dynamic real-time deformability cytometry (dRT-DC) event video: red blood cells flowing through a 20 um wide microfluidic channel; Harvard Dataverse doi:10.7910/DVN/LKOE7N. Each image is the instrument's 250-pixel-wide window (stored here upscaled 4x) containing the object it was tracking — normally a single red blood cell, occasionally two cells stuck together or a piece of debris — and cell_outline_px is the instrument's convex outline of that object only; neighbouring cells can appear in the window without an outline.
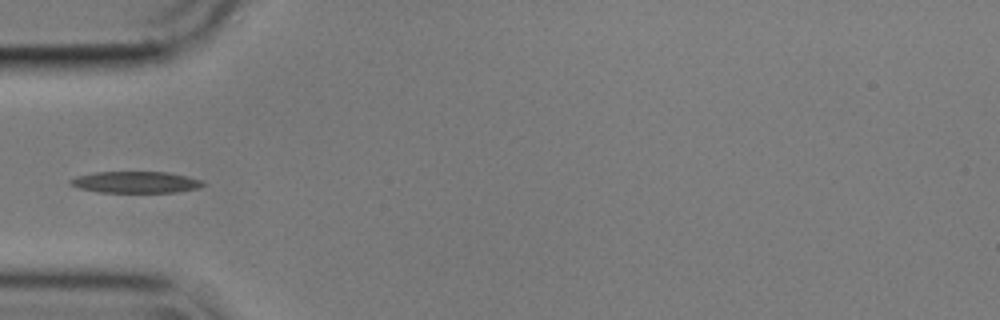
{"species": "common noctule bat (a hibernating species)", "species_latin": "Nyctalus noctula", "temperature_condition": "cold", "stored_images_in_passage": 39, "camera_frame_rate_fps": 3000, "um_per_image_px": 0.085, "animal": {"sex": "male", "body_mass_g": 17.9}, "frame": {"image": 1, "passage_image": 1, "time_ms": 0.0, "image_size_px": [1000, 320], "cell_outline_px": [[204, 184], [200, 188], [176, 192], [100, 192], [80, 188], [68, 184], [68, 180], [76, 176], [92, 172], [168, 172], [188, 176], [200, 180]], "centroid_in_image_um": [11.5, 15.48], "position_along_channel_um": 73.5, "area_um2": 16.65}}
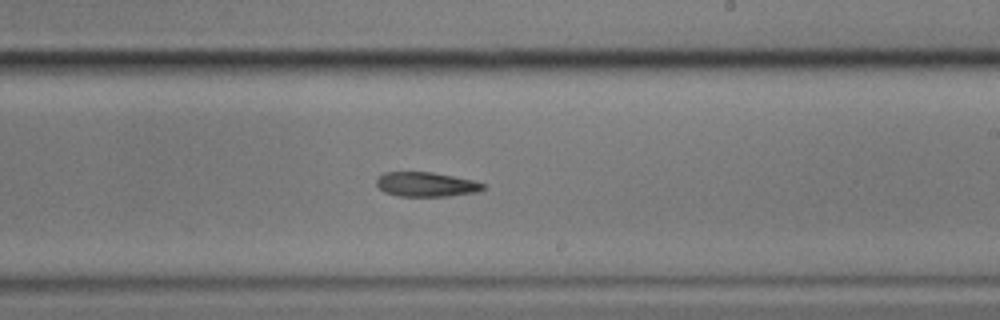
{"frame": {"image": 2, "passage_image": 16, "time_ms": 5.0, "image_size_px": [1000, 320], "cell_outline_px": [[488, 188], [476, 192], [448, 196], [396, 196], [384, 192], [376, 184], [376, 180], [384, 172], [432, 172], [472, 180], [488, 184]], "centroid_in_image_um": [36.26, 15.68], "position_along_channel_um": 252.7, "area_um2": 15.32}}
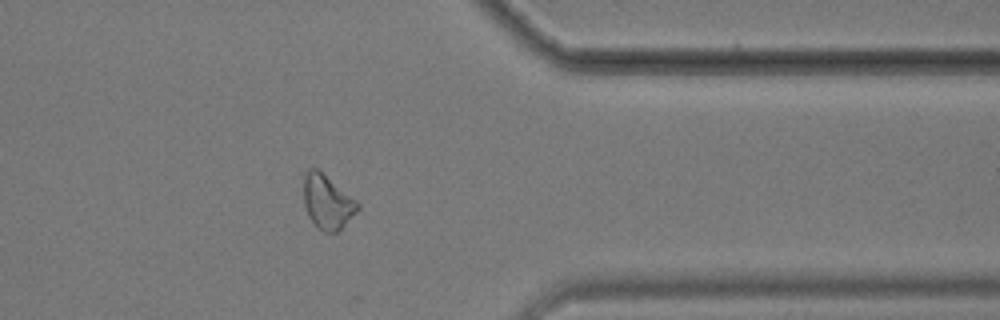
{"frame": {"image": 3, "passage_image": 28, "time_ms": 9.0, "image_size_px": [1000, 320], "cell_outline_px": [[360, 208], [336, 232], [324, 232], [316, 228], [308, 216], [304, 204], [304, 172], [308, 168], [316, 168], [356, 200], [360, 204]], "centroid_in_image_um": [27.79, 17.17], "position_along_channel_um": 383.6, "area_um2": 16.82}}